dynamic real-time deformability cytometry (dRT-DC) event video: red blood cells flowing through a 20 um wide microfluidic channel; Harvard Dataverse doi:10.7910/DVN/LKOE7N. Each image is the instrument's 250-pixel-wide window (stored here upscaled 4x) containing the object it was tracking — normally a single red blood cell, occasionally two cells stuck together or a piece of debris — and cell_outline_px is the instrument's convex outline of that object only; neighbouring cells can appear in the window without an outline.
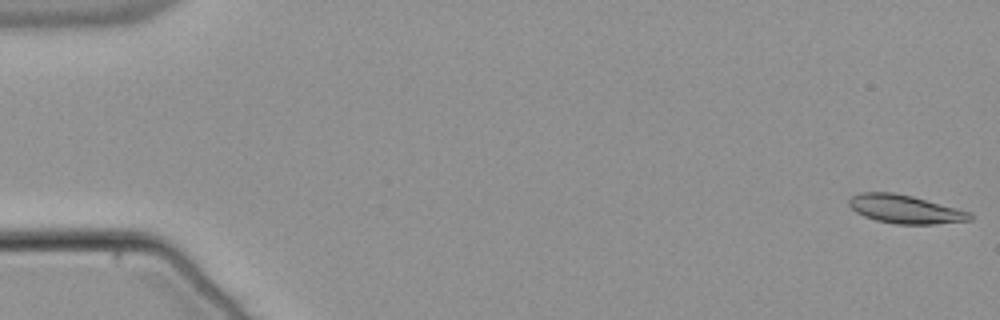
{"species": "common noctule bat (a hibernating species)", "species_latin": "Nyctalus noctula", "temperature_condition": "warm", "stored_images_in_passage": 17, "camera_frame_rate_fps": 3000, "um_per_image_px": 0.085, "animal": {"sex": "male", "body_mass_g": 21.5, "forearm_length_mm": 52.0}, "frame": {"image": 1, "passage_image": 1, "time_ms": 0.0, "image_size_px": [1000, 320], "cell_outline_px": [[972, 220], [932, 224], [896, 224], [876, 220], [864, 216], [856, 212], [848, 204], [848, 200], [852, 196], [860, 192], [892, 192], [912, 196], [972, 212]], "centroid_in_image_um": [76.93, 17.78], "position_along_channel_um": 8.1, "area_um2": 20.0}}
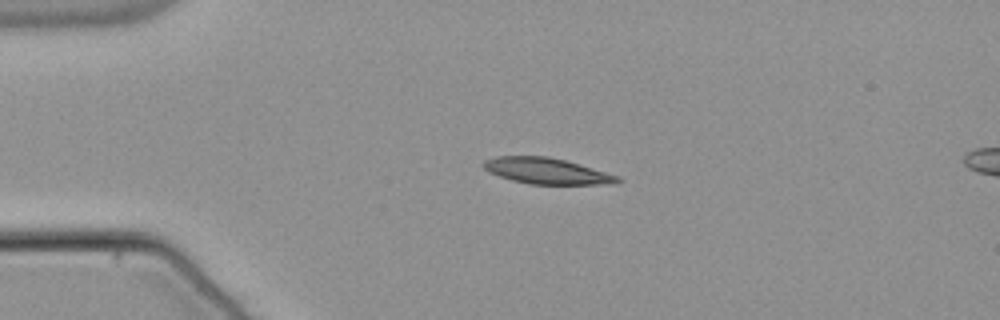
{"frame": {"image": 2, "passage_image": 13, "time_ms": 4.0, "image_size_px": [1000, 320], "cell_outline_px": [[620, 180], [600, 184], [528, 184], [512, 180], [488, 172], [480, 164], [484, 160], [496, 156], [548, 156], [564, 160], [620, 176]], "centroid_in_image_um": [46.37, 14.52], "position_along_channel_um": 38.6, "area_um2": 20.06}}